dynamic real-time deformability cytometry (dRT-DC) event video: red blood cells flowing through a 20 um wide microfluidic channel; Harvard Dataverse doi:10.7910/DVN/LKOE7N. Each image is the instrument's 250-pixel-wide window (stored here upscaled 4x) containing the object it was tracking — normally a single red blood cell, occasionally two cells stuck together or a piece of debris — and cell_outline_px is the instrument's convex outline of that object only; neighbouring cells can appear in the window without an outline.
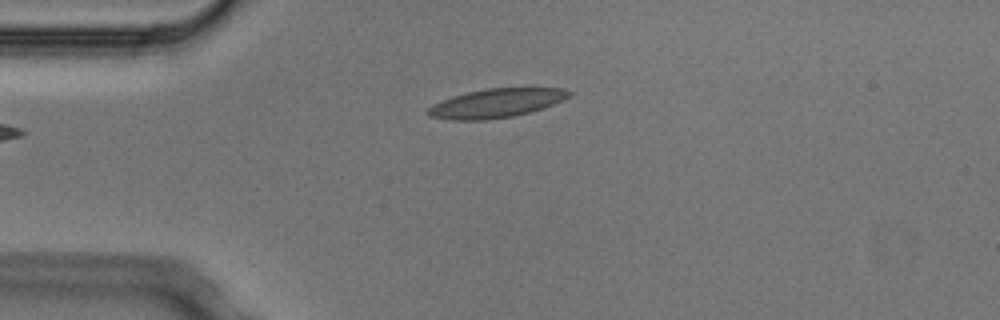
{"species": "Egyptian fruit bat (a non-hibernating species)", "species_latin": "Rousettus aegyptiacus", "temperature_condition": "cold", "stored_images_in_passage": 1, "camera_frame_rate_fps": 3000, "um_per_image_px": 0.085, "animal": {"sex": "male"}, "frame": {"image": 1, "passage_image": 1, "time_ms": 0.0, "image_size_px": [1000, 320], "cell_outline_px": [[572, 96], [564, 100], [528, 112], [512, 116], [484, 120], [452, 120], [428, 116], [424, 112], [432, 104], [452, 96], [468, 92], [488, 88], [564, 88], [572, 92]], "centroid_in_image_um": [42.15, 8.76], "position_along_channel_um": 42.9, "area_um2": 23.7}}